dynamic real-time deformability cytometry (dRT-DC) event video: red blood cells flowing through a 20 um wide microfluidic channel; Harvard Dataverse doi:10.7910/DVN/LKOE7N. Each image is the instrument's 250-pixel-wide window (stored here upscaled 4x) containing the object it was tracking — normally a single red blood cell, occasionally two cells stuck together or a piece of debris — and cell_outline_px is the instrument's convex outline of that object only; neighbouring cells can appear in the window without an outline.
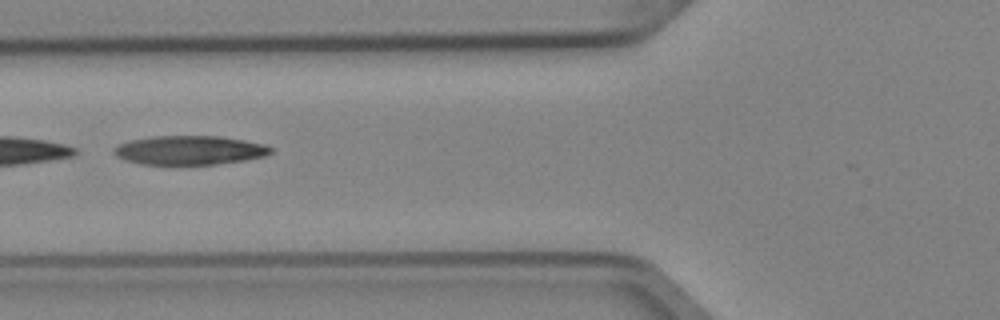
{"species": "Egyptian fruit bat (a non-hibernating species)", "species_latin": "Rousettus aegyptiacus", "temperature_condition": "cold", "stored_images_in_passage": 6, "camera_frame_rate_fps": 3000, "um_per_image_px": 0.085, "animal": {"sex": "female"}, "frame": {"image": 1, "passage_image": 5, "time_ms": 1.333, "image_size_px": [1000, 320], "cell_outline_px": [[272, 152], [264, 156], [244, 160], [216, 164], [140, 164], [124, 160], [116, 156], [112, 152], [112, 148], [120, 144], [132, 140], [152, 136], [220, 136], [244, 140], [264, 144], [272, 148]], "centroid_in_image_um": [16.08, 12.76], "position_along_channel_um": 109.7, "area_um2": 26.47}}
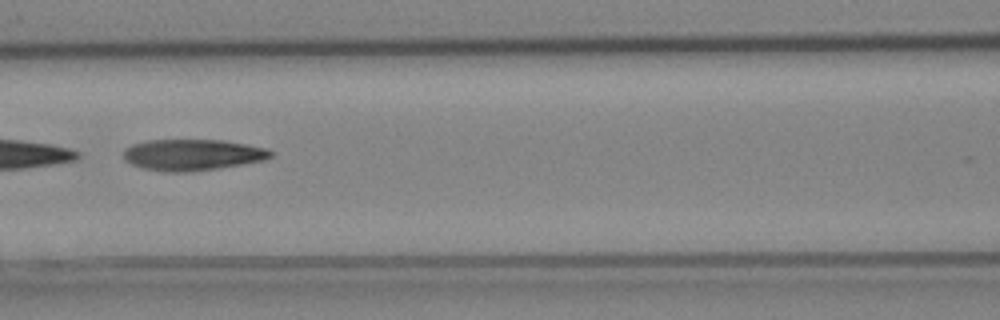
{"frame": {"image": 2, "passage_image": 6, "time_ms": 1.667, "image_size_px": [1000, 320], "cell_outline_px": [[272, 156], [264, 160], [216, 168], [188, 172], [164, 172], [144, 168], [132, 164], [124, 160], [124, 148], [132, 144], [148, 140], [224, 140], [268, 148], [272, 152]], "centroid_in_image_um": [16.34, 13.15], "position_along_channel_um": 150.3, "area_um2": 26.7}}